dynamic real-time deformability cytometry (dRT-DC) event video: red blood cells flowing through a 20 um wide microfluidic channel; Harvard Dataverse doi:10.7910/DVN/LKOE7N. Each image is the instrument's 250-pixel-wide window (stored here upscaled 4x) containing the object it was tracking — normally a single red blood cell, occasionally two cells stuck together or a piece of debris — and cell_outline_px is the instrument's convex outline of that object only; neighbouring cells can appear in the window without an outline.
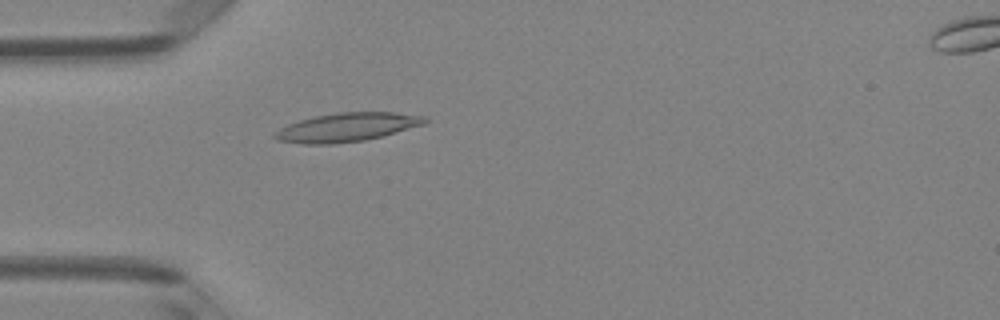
{"species": "Egyptian fruit bat (a non-hibernating species)", "species_latin": "Rousettus aegyptiacus", "temperature_condition": "room temperature", "stored_images_in_passage": 5, "camera_frame_rate_fps": 3000, "um_per_image_px": 0.085, "animal": {"sex": "female"}, "frame": {"image": 1, "passage_image": 4, "time_ms": 3.667, "image_size_px": [1000, 320], "cell_outline_px": [[428, 120], [424, 124], [380, 136], [364, 140], [332, 144], [304, 144], [276, 140], [272, 136], [272, 132], [288, 124], [300, 120], [316, 116], [336, 112], [396, 112], [424, 116]], "centroid_in_image_um": [29.43, 10.81], "position_along_channel_um": 55.6, "area_um2": 24.97}}